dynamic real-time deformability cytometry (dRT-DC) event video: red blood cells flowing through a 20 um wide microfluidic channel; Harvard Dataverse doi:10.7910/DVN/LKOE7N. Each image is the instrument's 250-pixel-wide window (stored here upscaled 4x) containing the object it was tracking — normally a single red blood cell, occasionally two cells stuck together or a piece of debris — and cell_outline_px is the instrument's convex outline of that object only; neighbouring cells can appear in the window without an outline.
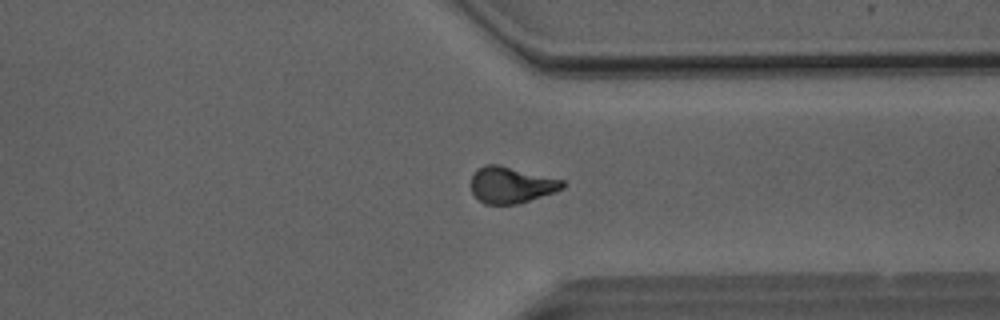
{"species": "Egyptian fruit bat (a non-hibernating species)", "species_latin": "Rousettus aegyptiacus", "temperature_condition": "room temperature", "stored_images_in_passage": 38, "camera_frame_rate_fps": 3000, "um_per_image_px": 0.085, "animal": {"sex": "male"}, "frame": {"image": 1, "passage_image": 26, "time_ms": 8.333, "image_size_px": [1000, 320], "cell_outline_px": [[564, 188], [556, 192], [516, 204], [484, 204], [472, 192], [472, 176], [476, 168], [484, 164], [496, 164], [564, 180]], "centroid_in_image_um": [43.45, 15.71], "position_along_channel_um": 368.0, "area_um2": 19.25}}
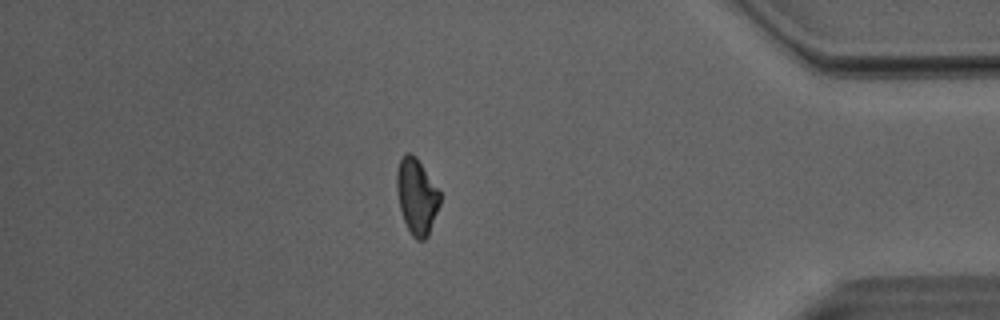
{"frame": {"image": 2, "passage_image": 31, "time_ms": 10.0, "image_size_px": [1000, 320], "cell_outline_px": [[440, 204], [428, 236], [424, 240], [416, 240], [412, 236], [404, 220], [400, 208], [396, 188], [396, 172], [400, 160], [404, 152], [412, 152], [416, 156], [440, 192]], "centroid_in_image_um": [35.41, 16.67], "position_along_channel_um": 399.8, "area_um2": 19.07}}
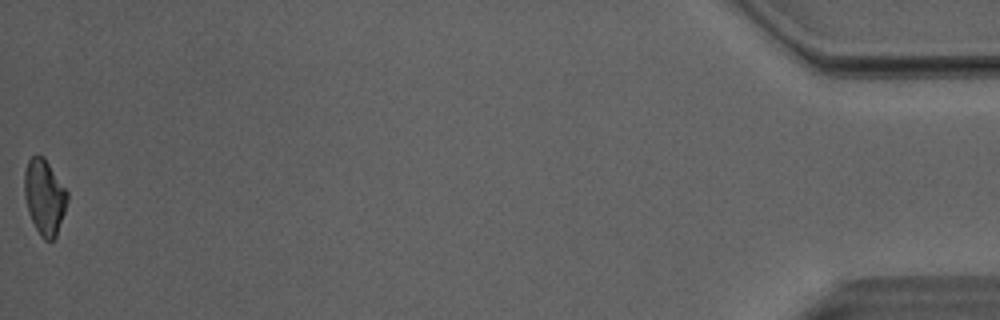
{"frame": {"image": 3, "passage_image": 38, "time_ms": 12.333, "image_size_px": [1000, 320], "cell_outline_px": [[68, 200], [56, 236], [52, 240], [44, 240], [40, 236], [28, 212], [24, 196], [24, 172], [28, 160], [32, 156], [44, 156], [68, 192]], "centroid_in_image_um": [3.77, 16.73], "position_along_channel_um": 431.4, "area_um2": 18.79}, "authors_computed_cell_mechanics": {"area_um2": 19.4208, "velocity_mm_per_s": 4.061, "shape_relaxation_time_tau1_ms": 6.5544, "shape_relaxation_time_tau2_ms": 3.8867, "deformation_change_tau1": 0.1927, "deformation_change_tau2": 0.1158}}